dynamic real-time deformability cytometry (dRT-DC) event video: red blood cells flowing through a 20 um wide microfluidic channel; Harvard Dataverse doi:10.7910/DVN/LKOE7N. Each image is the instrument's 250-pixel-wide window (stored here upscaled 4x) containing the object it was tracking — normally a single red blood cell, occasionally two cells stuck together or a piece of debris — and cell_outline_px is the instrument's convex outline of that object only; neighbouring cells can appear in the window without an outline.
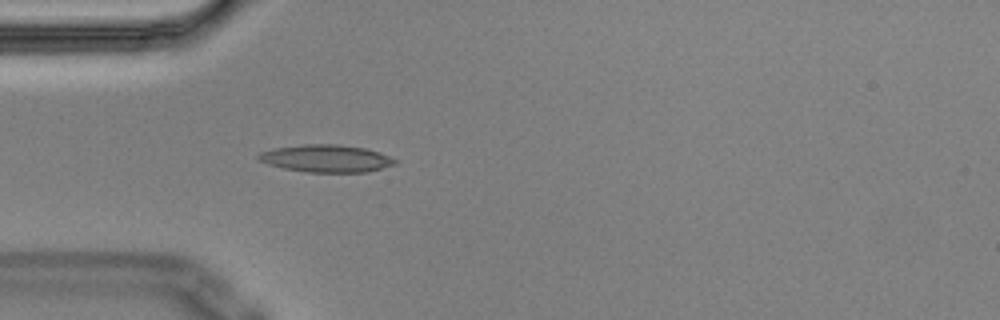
{"species": "Egyptian fruit bat (a non-hibernating species)", "species_latin": "Rousettus aegyptiacus", "temperature_condition": "cold", "stored_images_in_passage": 5, "camera_frame_rate_fps": 3000, "um_per_image_px": 0.085, "animal": {"sex": "male"}, "frame": {"image": 1, "passage_image": 5, "time_ms": 1.333, "image_size_px": [1000, 320], "cell_outline_px": [[396, 164], [368, 172], [308, 172], [284, 168], [268, 164], [256, 160], [256, 156], [260, 152], [276, 148], [304, 144], [336, 144], [364, 148], [380, 152], [396, 160]], "centroid_in_image_um": [27.71, 13.47], "position_along_channel_um": 57.3, "area_um2": 21.73}}